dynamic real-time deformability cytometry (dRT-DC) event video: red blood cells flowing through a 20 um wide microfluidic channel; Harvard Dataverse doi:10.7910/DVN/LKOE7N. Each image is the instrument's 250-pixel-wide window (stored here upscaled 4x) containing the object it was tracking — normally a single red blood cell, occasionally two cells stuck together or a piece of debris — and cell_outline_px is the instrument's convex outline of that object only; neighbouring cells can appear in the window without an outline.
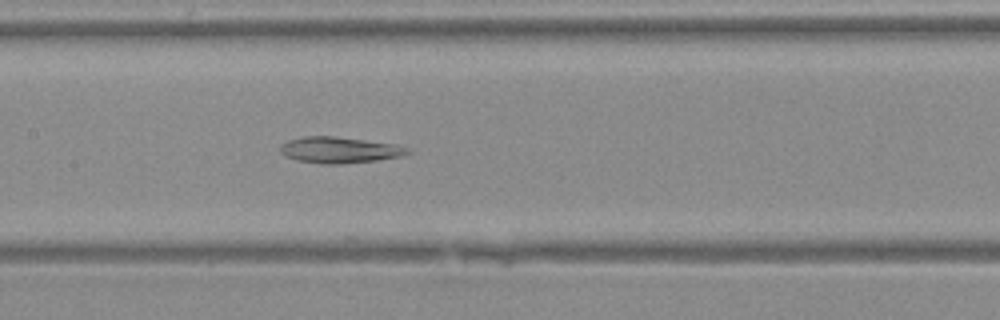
{"species": "Egyptian fruit bat (a non-hibernating species)", "species_latin": "Rousettus aegyptiacus", "temperature_condition": "warm", "stored_images_in_passage": 25, "camera_frame_rate_fps": 3000, "um_per_image_px": 0.085, "animal": {"sex": "female"}, "frame": {"image": 1, "passage_image": 8, "time_ms": 2.333, "image_size_px": [1000, 320], "cell_outline_px": [[408, 152], [400, 156], [376, 160], [340, 164], [320, 164], [296, 160], [280, 152], [280, 144], [288, 140], [304, 136], [336, 136], [396, 144], [408, 148]], "centroid_in_image_um": [28.8, 12.74], "position_along_channel_um": 178.6, "area_um2": 19.31}}
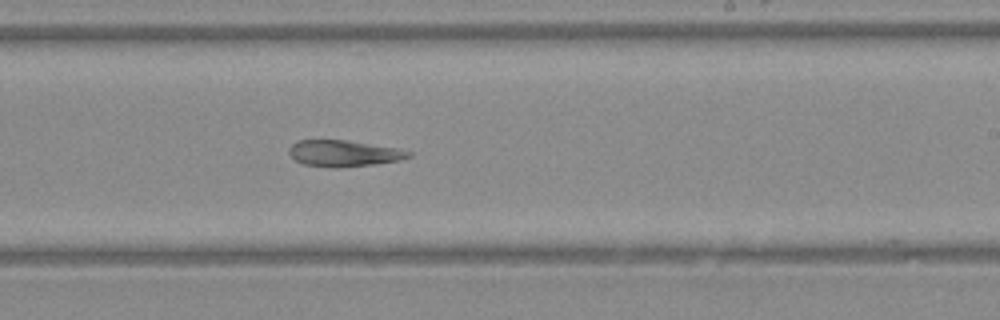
{"frame": {"image": 2, "passage_image": 13, "time_ms": 4.0, "image_size_px": [1000, 320], "cell_outline_px": [[412, 156], [400, 160], [372, 164], [336, 168], [304, 164], [296, 160], [288, 152], [288, 148], [296, 140], [344, 140], [396, 148], [412, 152]], "centroid_in_image_um": [29.2, 13.03], "position_along_channel_um": 259.8, "area_um2": 18.09}}
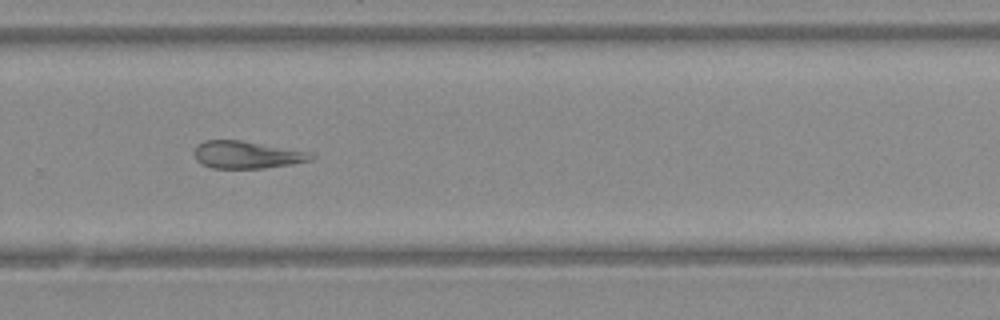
{"frame": {"image": 3, "passage_image": 16, "time_ms": 5.0, "image_size_px": [1000, 320], "cell_outline_px": [[316, 156], [312, 160], [292, 164], [264, 168], [212, 168], [196, 160], [192, 152], [204, 140], [240, 140], [316, 152]], "centroid_in_image_um": [21.06, 13.15], "position_along_channel_um": 308.7, "area_um2": 18.9}}